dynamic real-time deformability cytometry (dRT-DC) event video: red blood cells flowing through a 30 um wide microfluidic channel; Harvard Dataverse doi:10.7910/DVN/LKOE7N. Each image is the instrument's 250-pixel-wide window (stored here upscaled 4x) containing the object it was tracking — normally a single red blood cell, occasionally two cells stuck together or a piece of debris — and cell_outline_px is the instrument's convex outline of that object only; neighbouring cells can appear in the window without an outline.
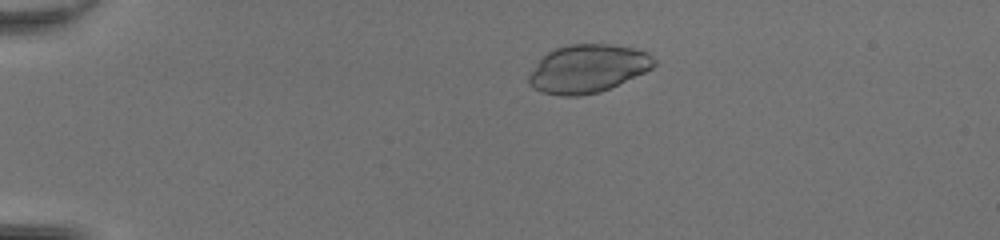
{"species": "common noctule bat (a hibernating species)", "species_latin": "Nyctalus noctula", "temperature_condition": "room temperature", "stored_images_in_passage": 48, "camera_frame_rate_fps": 3000, "um_per_image_px": 0.085, "animal": {"sex": "female", "body_mass_g": 20.0, "forearm_length_mm": 54.0}, "frame": {"image": 1, "passage_image": 10, "time_ms": 3.0, "image_size_px": [1000, 240], "cell_outline_px": [[656, 64], [652, 68], [644, 72], [600, 92], [580, 96], [560, 96], [544, 92], [532, 88], [528, 84], [528, 72], [548, 52], [556, 48], [568, 44], [608, 44], [632, 48], [648, 52], [656, 60]], "centroid_in_image_um": [49.93, 5.84], "position_along_channel_um": 35.1, "area_um2": 35.08}}